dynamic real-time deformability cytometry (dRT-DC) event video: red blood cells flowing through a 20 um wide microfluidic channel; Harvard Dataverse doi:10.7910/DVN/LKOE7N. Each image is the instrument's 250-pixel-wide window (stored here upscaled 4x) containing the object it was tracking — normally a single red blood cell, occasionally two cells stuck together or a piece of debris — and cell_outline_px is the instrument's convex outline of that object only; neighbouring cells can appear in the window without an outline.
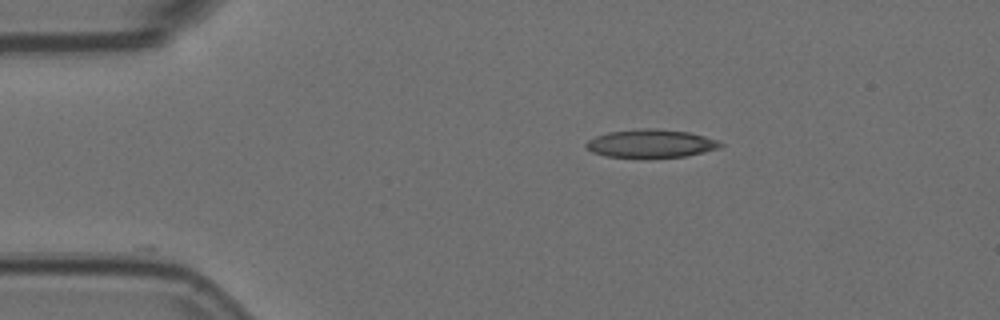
{"species": "Egyptian fruit bat (a non-hibernating species)", "species_latin": "Rousettus aegyptiacus", "temperature_condition": "room temperature", "stored_images_in_passage": 23, "camera_frame_rate_fps": 3000, "um_per_image_px": 0.085, "animal": {"sex": "female"}, "frame": {"image": 1, "passage_image": 1, "time_ms": 0.0, "image_size_px": [1000, 320], "cell_outline_px": [[724, 144], [720, 148], [704, 152], [684, 156], [608, 156], [592, 152], [584, 144], [588, 140], [596, 136], [608, 132], [640, 128], [656, 128], [688, 132], [720, 140]], "centroid_in_image_um": [55.36, 12.17], "position_along_channel_um": 29.6, "area_um2": 21.68}}
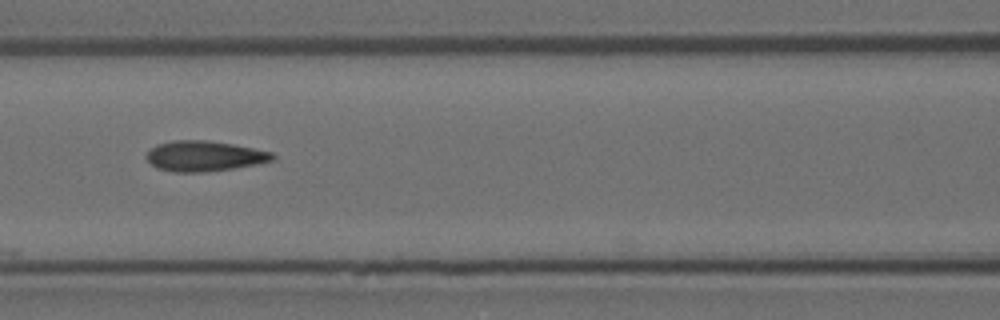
{"frame": {"image": 2, "passage_image": 15, "time_ms": 4.667, "image_size_px": [1000, 320], "cell_outline_px": [[276, 156], [272, 160], [256, 164], [232, 168], [200, 172], [176, 172], [156, 168], [144, 156], [156, 144], [172, 140], [204, 140], [232, 144], [272, 152]], "centroid_in_image_um": [17.33, 13.26], "position_along_channel_um": 149.3, "area_um2": 22.08}}
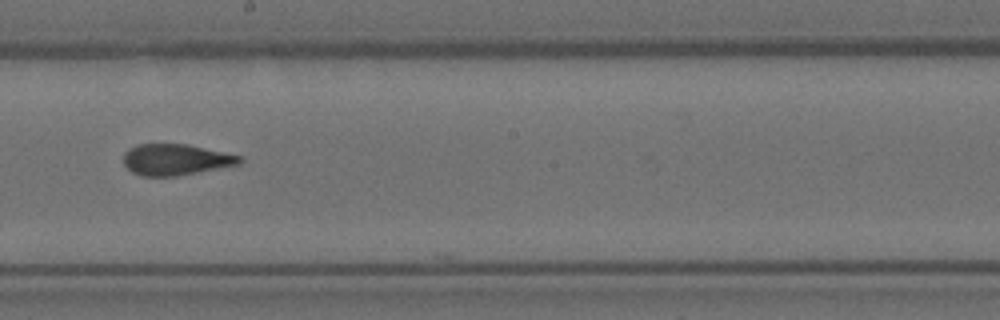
{"frame": {"image": 3, "passage_image": 22, "time_ms": 7.0, "image_size_px": [1000, 320], "cell_outline_px": [[244, 160], [240, 164], [176, 176], [140, 176], [132, 172], [124, 164], [124, 152], [128, 148], [136, 144], [188, 144], [244, 156]], "centroid_in_image_um": [14.95, 13.56], "position_along_channel_um": 233.2, "area_um2": 21.27}}